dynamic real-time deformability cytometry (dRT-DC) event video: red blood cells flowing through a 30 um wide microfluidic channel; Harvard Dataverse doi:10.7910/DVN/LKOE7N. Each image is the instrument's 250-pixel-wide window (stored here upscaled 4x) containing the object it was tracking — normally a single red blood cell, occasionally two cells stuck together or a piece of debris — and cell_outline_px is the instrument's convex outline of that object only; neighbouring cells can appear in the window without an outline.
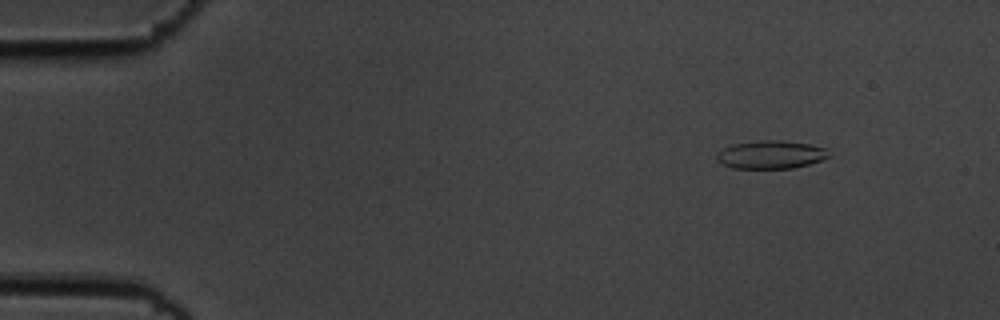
{"species": "common noctule bat (a hibernating species)", "species_latin": "Nyctalus noctula", "temperature_condition": "cold", "stored_images_in_passage": 5, "camera_frame_rate_fps": 3000, "um_per_image_px": 0.085, "animal": {"sex": "male", "body_mass_g": 19.5, "forearm_length_mm": 54.6}, "frame": {"image": 1, "passage_image": 1, "time_ms": 0.0, "image_size_px": [1000, 320], "cell_outline_px": [[832, 156], [808, 164], [792, 168], [732, 168], [716, 160], [716, 156], [724, 148], [732, 144], [760, 140], [784, 140], [808, 144], [828, 148]], "centroid_in_image_um": [65.56, 13.13], "position_along_channel_um": 19.4, "area_um2": 18.38}}
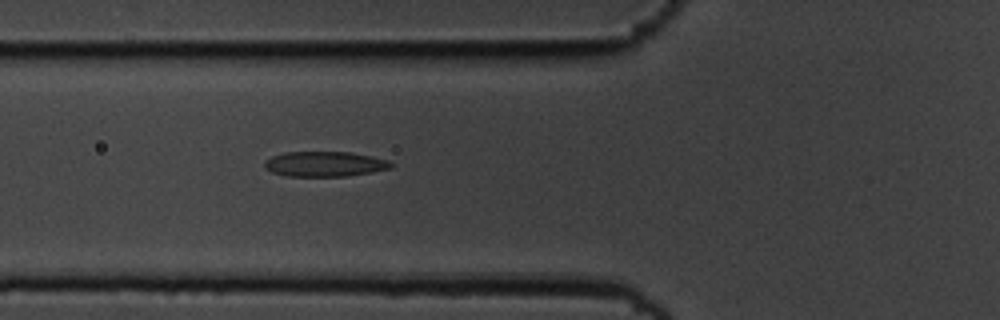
{"frame": {"image": 2, "passage_image": 5, "time_ms": 1.333, "image_size_px": [1000, 320], "cell_outline_px": [[392, 168], [372, 172], [348, 176], [288, 176], [272, 172], [264, 168], [264, 160], [272, 156], [284, 152], [352, 152], [372, 156], [388, 160], [392, 164]], "centroid_in_image_um": [27.59, 13.94], "position_along_channel_um": 98.2, "area_um2": 18.61}}